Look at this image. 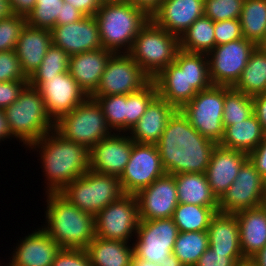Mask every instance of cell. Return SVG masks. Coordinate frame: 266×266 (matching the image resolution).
Here are the masks:
<instances>
[{
	"mask_svg": "<svg viewBox=\"0 0 266 266\" xmlns=\"http://www.w3.org/2000/svg\"><path fill=\"white\" fill-rule=\"evenodd\" d=\"M157 94L176 109H181L200 91L213 84L207 54L179 50L173 63L153 79Z\"/></svg>",
	"mask_w": 266,
	"mask_h": 266,
	"instance_id": "cell-3",
	"label": "cell"
},
{
	"mask_svg": "<svg viewBox=\"0 0 266 266\" xmlns=\"http://www.w3.org/2000/svg\"><path fill=\"white\" fill-rule=\"evenodd\" d=\"M263 177L247 159L234 182L218 200V212L235 214L263 204Z\"/></svg>",
	"mask_w": 266,
	"mask_h": 266,
	"instance_id": "cell-17",
	"label": "cell"
},
{
	"mask_svg": "<svg viewBox=\"0 0 266 266\" xmlns=\"http://www.w3.org/2000/svg\"><path fill=\"white\" fill-rule=\"evenodd\" d=\"M205 0H163L151 19L167 32L181 35L204 15Z\"/></svg>",
	"mask_w": 266,
	"mask_h": 266,
	"instance_id": "cell-23",
	"label": "cell"
},
{
	"mask_svg": "<svg viewBox=\"0 0 266 266\" xmlns=\"http://www.w3.org/2000/svg\"><path fill=\"white\" fill-rule=\"evenodd\" d=\"M233 88L248 96L266 92V54L257 48L251 53L246 67Z\"/></svg>",
	"mask_w": 266,
	"mask_h": 266,
	"instance_id": "cell-33",
	"label": "cell"
},
{
	"mask_svg": "<svg viewBox=\"0 0 266 266\" xmlns=\"http://www.w3.org/2000/svg\"><path fill=\"white\" fill-rule=\"evenodd\" d=\"M139 221L136 196L124 194L95 215V233L102 239L131 242Z\"/></svg>",
	"mask_w": 266,
	"mask_h": 266,
	"instance_id": "cell-12",
	"label": "cell"
},
{
	"mask_svg": "<svg viewBox=\"0 0 266 266\" xmlns=\"http://www.w3.org/2000/svg\"><path fill=\"white\" fill-rule=\"evenodd\" d=\"M239 21L243 38L256 45L266 33V0H244Z\"/></svg>",
	"mask_w": 266,
	"mask_h": 266,
	"instance_id": "cell-35",
	"label": "cell"
},
{
	"mask_svg": "<svg viewBox=\"0 0 266 266\" xmlns=\"http://www.w3.org/2000/svg\"><path fill=\"white\" fill-rule=\"evenodd\" d=\"M28 80L14 50L0 52V82Z\"/></svg>",
	"mask_w": 266,
	"mask_h": 266,
	"instance_id": "cell-44",
	"label": "cell"
},
{
	"mask_svg": "<svg viewBox=\"0 0 266 266\" xmlns=\"http://www.w3.org/2000/svg\"><path fill=\"white\" fill-rule=\"evenodd\" d=\"M165 173L156 144L134 142L130 159L119 177L122 191L136 195Z\"/></svg>",
	"mask_w": 266,
	"mask_h": 266,
	"instance_id": "cell-16",
	"label": "cell"
},
{
	"mask_svg": "<svg viewBox=\"0 0 266 266\" xmlns=\"http://www.w3.org/2000/svg\"><path fill=\"white\" fill-rule=\"evenodd\" d=\"M180 49L191 53L208 54L216 46L214 21L199 17L179 38Z\"/></svg>",
	"mask_w": 266,
	"mask_h": 266,
	"instance_id": "cell-32",
	"label": "cell"
},
{
	"mask_svg": "<svg viewBox=\"0 0 266 266\" xmlns=\"http://www.w3.org/2000/svg\"><path fill=\"white\" fill-rule=\"evenodd\" d=\"M264 207H265V209H266V202H263V204H262Z\"/></svg>",
	"mask_w": 266,
	"mask_h": 266,
	"instance_id": "cell-64",
	"label": "cell"
},
{
	"mask_svg": "<svg viewBox=\"0 0 266 266\" xmlns=\"http://www.w3.org/2000/svg\"><path fill=\"white\" fill-rule=\"evenodd\" d=\"M243 258V253H221L208 247L195 266H235Z\"/></svg>",
	"mask_w": 266,
	"mask_h": 266,
	"instance_id": "cell-46",
	"label": "cell"
},
{
	"mask_svg": "<svg viewBox=\"0 0 266 266\" xmlns=\"http://www.w3.org/2000/svg\"><path fill=\"white\" fill-rule=\"evenodd\" d=\"M216 143L202 136L177 109L156 143L166 173H205Z\"/></svg>",
	"mask_w": 266,
	"mask_h": 266,
	"instance_id": "cell-1",
	"label": "cell"
},
{
	"mask_svg": "<svg viewBox=\"0 0 266 266\" xmlns=\"http://www.w3.org/2000/svg\"><path fill=\"white\" fill-rule=\"evenodd\" d=\"M69 58L70 55L64 50L52 44L31 77H55L57 74L68 72Z\"/></svg>",
	"mask_w": 266,
	"mask_h": 266,
	"instance_id": "cell-41",
	"label": "cell"
},
{
	"mask_svg": "<svg viewBox=\"0 0 266 266\" xmlns=\"http://www.w3.org/2000/svg\"><path fill=\"white\" fill-rule=\"evenodd\" d=\"M157 95V88L152 80L139 91L126 95V133L139 121Z\"/></svg>",
	"mask_w": 266,
	"mask_h": 266,
	"instance_id": "cell-39",
	"label": "cell"
},
{
	"mask_svg": "<svg viewBox=\"0 0 266 266\" xmlns=\"http://www.w3.org/2000/svg\"><path fill=\"white\" fill-rule=\"evenodd\" d=\"M59 193L78 209L93 216L124 195L118 177L91 169L68 183Z\"/></svg>",
	"mask_w": 266,
	"mask_h": 266,
	"instance_id": "cell-8",
	"label": "cell"
},
{
	"mask_svg": "<svg viewBox=\"0 0 266 266\" xmlns=\"http://www.w3.org/2000/svg\"><path fill=\"white\" fill-rule=\"evenodd\" d=\"M179 50V37L167 32L150 18L135 37L128 54L153 79L174 62Z\"/></svg>",
	"mask_w": 266,
	"mask_h": 266,
	"instance_id": "cell-7",
	"label": "cell"
},
{
	"mask_svg": "<svg viewBox=\"0 0 266 266\" xmlns=\"http://www.w3.org/2000/svg\"><path fill=\"white\" fill-rule=\"evenodd\" d=\"M135 196L140 220L172 218L178 205L175 175L165 173Z\"/></svg>",
	"mask_w": 266,
	"mask_h": 266,
	"instance_id": "cell-18",
	"label": "cell"
},
{
	"mask_svg": "<svg viewBox=\"0 0 266 266\" xmlns=\"http://www.w3.org/2000/svg\"><path fill=\"white\" fill-rule=\"evenodd\" d=\"M63 0H36V5L26 17V24L40 29L51 30L56 26Z\"/></svg>",
	"mask_w": 266,
	"mask_h": 266,
	"instance_id": "cell-40",
	"label": "cell"
},
{
	"mask_svg": "<svg viewBox=\"0 0 266 266\" xmlns=\"http://www.w3.org/2000/svg\"><path fill=\"white\" fill-rule=\"evenodd\" d=\"M28 83L38 89L46 111L54 122L73 111L89 97L69 71L55 77H30Z\"/></svg>",
	"mask_w": 266,
	"mask_h": 266,
	"instance_id": "cell-11",
	"label": "cell"
},
{
	"mask_svg": "<svg viewBox=\"0 0 266 266\" xmlns=\"http://www.w3.org/2000/svg\"><path fill=\"white\" fill-rule=\"evenodd\" d=\"M253 113L266 133V92L253 96Z\"/></svg>",
	"mask_w": 266,
	"mask_h": 266,
	"instance_id": "cell-51",
	"label": "cell"
},
{
	"mask_svg": "<svg viewBox=\"0 0 266 266\" xmlns=\"http://www.w3.org/2000/svg\"><path fill=\"white\" fill-rule=\"evenodd\" d=\"M208 247L207 231L179 232L173 254L184 266H195Z\"/></svg>",
	"mask_w": 266,
	"mask_h": 266,
	"instance_id": "cell-36",
	"label": "cell"
},
{
	"mask_svg": "<svg viewBox=\"0 0 266 266\" xmlns=\"http://www.w3.org/2000/svg\"><path fill=\"white\" fill-rule=\"evenodd\" d=\"M12 137L28 148L54 129L55 122L46 111L45 103L36 87L29 83L18 99L4 109Z\"/></svg>",
	"mask_w": 266,
	"mask_h": 266,
	"instance_id": "cell-6",
	"label": "cell"
},
{
	"mask_svg": "<svg viewBox=\"0 0 266 266\" xmlns=\"http://www.w3.org/2000/svg\"><path fill=\"white\" fill-rule=\"evenodd\" d=\"M239 223L240 248L251 258L266 245V209L263 205L235 213Z\"/></svg>",
	"mask_w": 266,
	"mask_h": 266,
	"instance_id": "cell-27",
	"label": "cell"
},
{
	"mask_svg": "<svg viewBox=\"0 0 266 266\" xmlns=\"http://www.w3.org/2000/svg\"><path fill=\"white\" fill-rule=\"evenodd\" d=\"M28 84V80L0 82V109H5L16 101Z\"/></svg>",
	"mask_w": 266,
	"mask_h": 266,
	"instance_id": "cell-48",
	"label": "cell"
},
{
	"mask_svg": "<svg viewBox=\"0 0 266 266\" xmlns=\"http://www.w3.org/2000/svg\"><path fill=\"white\" fill-rule=\"evenodd\" d=\"M25 24L26 18L16 14L0 20V52L15 50Z\"/></svg>",
	"mask_w": 266,
	"mask_h": 266,
	"instance_id": "cell-43",
	"label": "cell"
},
{
	"mask_svg": "<svg viewBox=\"0 0 266 266\" xmlns=\"http://www.w3.org/2000/svg\"><path fill=\"white\" fill-rule=\"evenodd\" d=\"M50 31L52 44L68 55L103 48L95 16H84L74 23L56 25Z\"/></svg>",
	"mask_w": 266,
	"mask_h": 266,
	"instance_id": "cell-20",
	"label": "cell"
},
{
	"mask_svg": "<svg viewBox=\"0 0 266 266\" xmlns=\"http://www.w3.org/2000/svg\"><path fill=\"white\" fill-rule=\"evenodd\" d=\"M247 159L248 154L221 147L219 144L213 149L205 175L218 200L234 182L241 166Z\"/></svg>",
	"mask_w": 266,
	"mask_h": 266,
	"instance_id": "cell-22",
	"label": "cell"
},
{
	"mask_svg": "<svg viewBox=\"0 0 266 266\" xmlns=\"http://www.w3.org/2000/svg\"><path fill=\"white\" fill-rule=\"evenodd\" d=\"M142 9L150 18L160 8L163 0H125Z\"/></svg>",
	"mask_w": 266,
	"mask_h": 266,
	"instance_id": "cell-54",
	"label": "cell"
},
{
	"mask_svg": "<svg viewBox=\"0 0 266 266\" xmlns=\"http://www.w3.org/2000/svg\"><path fill=\"white\" fill-rule=\"evenodd\" d=\"M256 45L245 38L217 45L207 54L213 85L233 87Z\"/></svg>",
	"mask_w": 266,
	"mask_h": 266,
	"instance_id": "cell-15",
	"label": "cell"
},
{
	"mask_svg": "<svg viewBox=\"0 0 266 266\" xmlns=\"http://www.w3.org/2000/svg\"><path fill=\"white\" fill-rule=\"evenodd\" d=\"M251 258L257 266H266V245Z\"/></svg>",
	"mask_w": 266,
	"mask_h": 266,
	"instance_id": "cell-57",
	"label": "cell"
},
{
	"mask_svg": "<svg viewBox=\"0 0 266 266\" xmlns=\"http://www.w3.org/2000/svg\"><path fill=\"white\" fill-rule=\"evenodd\" d=\"M84 15L70 3L64 2L60 14L57 17L56 25L74 23L82 19Z\"/></svg>",
	"mask_w": 266,
	"mask_h": 266,
	"instance_id": "cell-50",
	"label": "cell"
},
{
	"mask_svg": "<svg viewBox=\"0 0 266 266\" xmlns=\"http://www.w3.org/2000/svg\"><path fill=\"white\" fill-rule=\"evenodd\" d=\"M235 266H257L252 258H243L236 262Z\"/></svg>",
	"mask_w": 266,
	"mask_h": 266,
	"instance_id": "cell-60",
	"label": "cell"
},
{
	"mask_svg": "<svg viewBox=\"0 0 266 266\" xmlns=\"http://www.w3.org/2000/svg\"><path fill=\"white\" fill-rule=\"evenodd\" d=\"M133 264L135 266H161L159 263H154L139 258H133Z\"/></svg>",
	"mask_w": 266,
	"mask_h": 266,
	"instance_id": "cell-59",
	"label": "cell"
},
{
	"mask_svg": "<svg viewBox=\"0 0 266 266\" xmlns=\"http://www.w3.org/2000/svg\"><path fill=\"white\" fill-rule=\"evenodd\" d=\"M178 203L202 207H218L205 173H181L175 175Z\"/></svg>",
	"mask_w": 266,
	"mask_h": 266,
	"instance_id": "cell-31",
	"label": "cell"
},
{
	"mask_svg": "<svg viewBox=\"0 0 266 266\" xmlns=\"http://www.w3.org/2000/svg\"><path fill=\"white\" fill-rule=\"evenodd\" d=\"M209 247L221 253H242L236 214L216 212L207 229Z\"/></svg>",
	"mask_w": 266,
	"mask_h": 266,
	"instance_id": "cell-28",
	"label": "cell"
},
{
	"mask_svg": "<svg viewBox=\"0 0 266 266\" xmlns=\"http://www.w3.org/2000/svg\"><path fill=\"white\" fill-rule=\"evenodd\" d=\"M12 138L5 112L3 109H0V143Z\"/></svg>",
	"mask_w": 266,
	"mask_h": 266,
	"instance_id": "cell-55",
	"label": "cell"
},
{
	"mask_svg": "<svg viewBox=\"0 0 266 266\" xmlns=\"http://www.w3.org/2000/svg\"><path fill=\"white\" fill-rule=\"evenodd\" d=\"M113 54L101 48L70 55L68 71L88 96H91L98 88L102 74Z\"/></svg>",
	"mask_w": 266,
	"mask_h": 266,
	"instance_id": "cell-24",
	"label": "cell"
},
{
	"mask_svg": "<svg viewBox=\"0 0 266 266\" xmlns=\"http://www.w3.org/2000/svg\"><path fill=\"white\" fill-rule=\"evenodd\" d=\"M266 133L254 113L243 121L224 129L220 146L250 154L264 139Z\"/></svg>",
	"mask_w": 266,
	"mask_h": 266,
	"instance_id": "cell-30",
	"label": "cell"
},
{
	"mask_svg": "<svg viewBox=\"0 0 266 266\" xmlns=\"http://www.w3.org/2000/svg\"><path fill=\"white\" fill-rule=\"evenodd\" d=\"M51 45L50 30L34 28L25 24L14 51L19 58L22 72L28 79L38 69Z\"/></svg>",
	"mask_w": 266,
	"mask_h": 266,
	"instance_id": "cell-26",
	"label": "cell"
},
{
	"mask_svg": "<svg viewBox=\"0 0 266 266\" xmlns=\"http://www.w3.org/2000/svg\"><path fill=\"white\" fill-rule=\"evenodd\" d=\"M34 230L18 240L12 257L8 258L10 266H52L61 247L42 227Z\"/></svg>",
	"mask_w": 266,
	"mask_h": 266,
	"instance_id": "cell-21",
	"label": "cell"
},
{
	"mask_svg": "<svg viewBox=\"0 0 266 266\" xmlns=\"http://www.w3.org/2000/svg\"><path fill=\"white\" fill-rule=\"evenodd\" d=\"M177 109L165 99L156 96L139 121L128 132L136 143L156 144L163 134L169 118Z\"/></svg>",
	"mask_w": 266,
	"mask_h": 266,
	"instance_id": "cell-25",
	"label": "cell"
},
{
	"mask_svg": "<svg viewBox=\"0 0 266 266\" xmlns=\"http://www.w3.org/2000/svg\"><path fill=\"white\" fill-rule=\"evenodd\" d=\"M263 199L266 202V175L263 177Z\"/></svg>",
	"mask_w": 266,
	"mask_h": 266,
	"instance_id": "cell-62",
	"label": "cell"
},
{
	"mask_svg": "<svg viewBox=\"0 0 266 266\" xmlns=\"http://www.w3.org/2000/svg\"><path fill=\"white\" fill-rule=\"evenodd\" d=\"M100 32L102 47L112 53H129L135 37L150 17L132 3L102 2L94 15Z\"/></svg>",
	"mask_w": 266,
	"mask_h": 266,
	"instance_id": "cell-5",
	"label": "cell"
},
{
	"mask_svg": "<svg viewBox=\"0 0 266 266\" xmlns=\"http://www.w3.org/2000/svg\"><path fill=\"white\" fill-rule=\"evenodd\" d=\"M54 129L65 139L89 149L113 133L101 106L90 96L73 111L61 116Z\"/></svg>",
	"mask_w": 266,
	"mask_h": 266,
	"instance_id": "cell-9",
	"label": "cell"
},
{
	"mask_svg": "<svg viewBox=\"0 0 266 266\" xmlns=\"http://www.w3.org/2000/svg\"><path fill=\"white\" fill-rule=\"evenodd\" d=\"M244 0H205L204 15L214 22L239 19Z\"/></svg>",
	"mask_w": 266,
	"mask_h": 266,
	"instance_id": "cell-42",
	"label": "cell"
},
{
	"mask_svg": "<svg viewBox=\"0 0 266 266\" xmlns=\"http://www.w3.org/2000/svg\"><path fill=\"white\" fill-rule=\"evenodd\" d=\"M256 48L266 54V33L263 35V38L256 44Z\"/></svg>",
	"mask_w": 266,
	"mask_h": 266,
	"instance_id": "cell-61",
	"label": "cell"
},
{
	"mask_svg": "<svg viewBox=\"0 0 266 266\" xmlns=\"http://www.w3.org/2000/svg\"><path fill=\"white\" fill-rule=\"evenodd\" d=\"M13 14L9 0H0V20Z\"/></svg>",
	"mask_w": 266,
	"mask_h": 266,
	"instance_id": "cell-56",
	"label": "cell"
},
{
	"mask_svg": "<svg viewBox=\"0 0 266 266\" xmlns=\"http://www.w3.org/2000/svg\"><path fill=\"white\" fill-rule=\"evenodd\" d=\"M101 2H106V1H121V0H100Z\"/></svg>",
	"mask_w": 266,
	"mask_h": 266,
	"instance_id": "cell-63",
	"label": "cell"
},
{
	"mask_svg": "<svg viewBox=\"0 0 266 266\" xmlns=\"http://www.w3.org/2000/svg\"><path fill=\"white\" fill-rule=\"evenodd\" d=\"M150 81L151 78L128 53H116L110 57L100 84L90 97L127 95L139 91Z\"/></svg>",
	"mask_w": 266,
	"mask_h": 266,
	"instance_id": "cell-14",
	"label": "cell"
},
{
	"mask_svg": "<svg viewBox=\"0 0 266 266\" xmlns=\"http://www.w3.org/2000/svg\"><path fill=\"white\" fill-rule=\"evenodd\" d=\"M95 100L112 132L126 133V94L97 96Z\"/></svg>",
	"mask_w": 266,
	"mask_h": 266,
	"instance_id": "cell-38",
	"label": "cell"
},
{
	"mask_svg": "<svg viewBox=\"0 0 266 266\" xmlns=\"http://www.w3.org/2000/svg\"><path fill=\"white\" fill-rule=\"evenodd\" d=\"M253 114V99L233 87L224 86L223 127L243 121Z\"/></svg>",
	"mask_w": 266,
	"mask_h": 266,
	"instance_id": "cell-37",
	"label": "cell"
},
{
	"mask_svg": "<svg viewBox=\"0 0 266 266\" xmlns=\"http://www.w3.org/2000/svg\"><path fill=\"white\" fill-rule=\"evenodd\" d=\"M39 152L45 194L59 193L68 183L90 170V149L65 139L55 129L28 148Z\"/></svg>",
	"mask_w": 266,
	"mask_h": 266,
	"instance_id": "cell-2",
	"label": "cell"
},
{
	"mask_svg": "<svg viewBox=\"0 0 266 266\" xmlns=\"http://www.w3.org/2000/svg\"><path fill=\"white\" fill-rule=\"evenodd\" d=\"M178 233L172 218L140 220L132 243L133 258L154 263L166 260V256L173 253Z\"/></svg>",
	"mask_w": 266,
	"mask_h": 266,
	"instance_id": "cell-13",
	"label": "cell"
},
{
	"mask_svg": "<svg viewBox=\"0 0 266 266\" xmlns=\"http://www.w3.org/2000/svg\"><path fill=\"white\" fill-rule=\"evenodd\" d=\"M130 245V242L107 240L95 236L86 251L91 266H130L134 257V247L133 244Z\"/></svg>",
	"mask_w": 266,
	"mask_h": 266,
	"instance_id": "cell-29",
	"label": "cell"
},
{
	"mask_svg": "<svg viewBox=\"0 0 266 266\" xmlns=\"http://www.w3.org/2000/svg\"><path fill=\"white\" fill-rule=\"evenodd\" d=\"M224 86L212 85L198 92L180 110L202 136L220 144L223 127Z\"/></svg>",
	"mask_w": 266,
	"mask_h": 266,
	"instance_id": "cell-10",
	"label": "cell"
},
{
	"mask_svg": "<svg viewBox=\"0 0 266 266\" xmlns=\"http://www.w3.org/2000/svg\"><path fill=\"white\" fill-rule=\"evenodd\" d=\"M133 144L128 133L113 132L90 149V169L119 178L130 159Z\"/></svg>",
	"mask_w": 266,
	"mask_h": 266,
	"instance_id": "cell-19",
	"label": "cell"
},
{
	"mask_svg": "<svg viewBox=\"0 0 266 266\" xmlns=\"http://www.w3.org/2000/svg\"><path fill=\"white\" fill-rule=\"evenodd\" d=\"M52 266H91V263L86 249L61 248Z\"/></svg>",
	"mask_w": 266,
	"mask_h": 266,
	"instance_id": "cell-47",
	"label": "cell"
},
{
	"mask_svg": "<svg viewBox=\"0 0 266 266\" xmlns=\"http://www.w3.org/2000/svg\"><path fill=\"white\" fill-rule=\"evenodd\" d=\"M161 266H184L180 260L172 253L166 256V260L159 262Z\"/></svg>",
	"mask_w": 266,
	"mask_h": 266,
	"instance_id": "cell-58",
	"label": "cell"
},
{
	"mask_svg": "<svg viewBox=\"0 0 266 266\" xmlns=\"http://www.w3.org/2000/svg\"><path fill=\"white\" fill-rule=\"evenodd\" d=\"M248 159L254 164L261 176L264 177L266 175V135L256 149L248 155Z\"/></svg>",
	"mask_w": 266,
	"mask_h": 266,
	"instance_id": "cell-49",
	"label": "cell"
},
{
	"mask_svg": "<svg viewBox=\"0 0 266 266\" xmlns=\"http://www.w3.org/2000/svg\"><path fill=\"white\" fill-rule=\"evenodd\" d=\"M42 228L63 249H86L95 238V216L81 211L60 193H46Z\"/></svg>",
	"mask_w": 266,
	"mask_h": 266,
	"instance_id": "cell-4",
	"label": "cell"
},
{
	"mask_svg": "<svg viewBox=\"0 0 266 266\" xmlns=\"http://www.w3.org/2000/svg\"><path fill=\"white\" fill-rule=\"evenodd\" d=\"M13 14L27 17L36 5V0H9Z\"/></svg>",
	"mask_w": 266,
	"mask_h": 266,
	"instance_id": "cell-53",
	"label": "cell"
},
{
	"mask_svg": "<svg viewBox=\"0 0 266 266\" xmlns=\"http://www.w3.org/2000/svg\"><path fill=\"white\" fill-rule=\"evenodd\" d=\"M216 212H218V207L178 203L172 219L179 232L207 231Z\"/></svg>",
	"mask_w": 266,
	"mask_h": 266,
	"instance_id": "cell-34",
	"label": "cell"
},
{
	"mask_svg": "<svg viewBox=\"0 0 266 266\" xmlns=\"http://www.w3.org/2000/svg\"><path fill=\"white\" fill-rule=\"evenodd\" d=\"M77 8L84 16H94L101 5L100 0H63Z\"/></svg>",
	"mask_w": 266,
	"mask_h": 266,
	"instance_id": "cell-52",
	"label": "cell"
},
{
	"mask_svg": "<svg viewBox=\"0 0 266 266\" xmlns=\"http://www.w3.org/2000/svg\"><path fill=\"white\" fill-rule=\"evenodd\" d=\"M214 36L216 46L243 38L239 19L214 22Z\"/></svg>",
	"mask_w": 266,
	"mask_h": 266,
	"instance_id": "cell-45",
	"label": "cell"
}]
</instances>
